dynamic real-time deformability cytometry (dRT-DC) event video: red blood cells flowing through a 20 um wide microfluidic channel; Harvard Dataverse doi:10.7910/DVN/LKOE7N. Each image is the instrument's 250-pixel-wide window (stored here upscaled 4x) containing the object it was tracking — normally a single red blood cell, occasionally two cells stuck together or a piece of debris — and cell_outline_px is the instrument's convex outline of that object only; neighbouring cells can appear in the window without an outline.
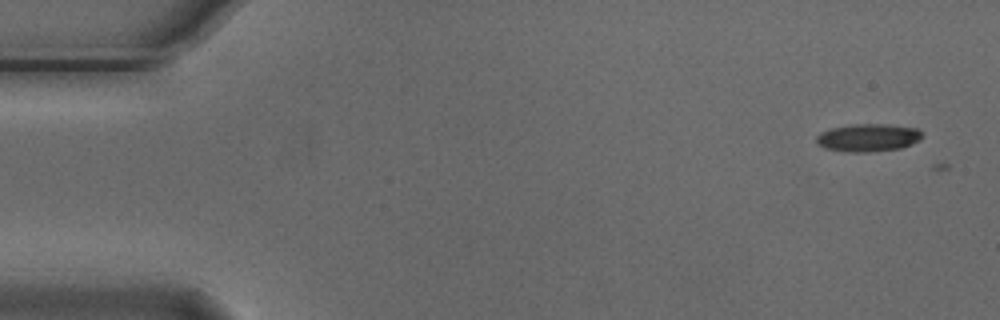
{"species": "Egyptian fruit bat (a non-hibernating species)", "species_latin": "Rousettus aegyptiacus", "temperature_condition": "cold", "stored_images_in_passage": 5, "segment_of_instrument_passage": [1, 2], "camera_frame_rate_fps": 3000, "um_per_image_px": 0.085, "animal": {"sex": "male"}, "frame": {"image": 1, "passage_image": 1, "time_ms": 0.0, "image_size_px": [1000, 320], "cell_outline_px": [[924, 136], [920, 140], [912, 144], [900, 148], [868, 152], [848, 152], [824, 148], [816, 144], [816, 136], [820, 132], [832, 128], [852, 124], [888, 124], [916, 128]], "centroid_in_image_um": [73.77, 11.7], "position_along_channel_um": 11.2, "area_um2": 17.22}}